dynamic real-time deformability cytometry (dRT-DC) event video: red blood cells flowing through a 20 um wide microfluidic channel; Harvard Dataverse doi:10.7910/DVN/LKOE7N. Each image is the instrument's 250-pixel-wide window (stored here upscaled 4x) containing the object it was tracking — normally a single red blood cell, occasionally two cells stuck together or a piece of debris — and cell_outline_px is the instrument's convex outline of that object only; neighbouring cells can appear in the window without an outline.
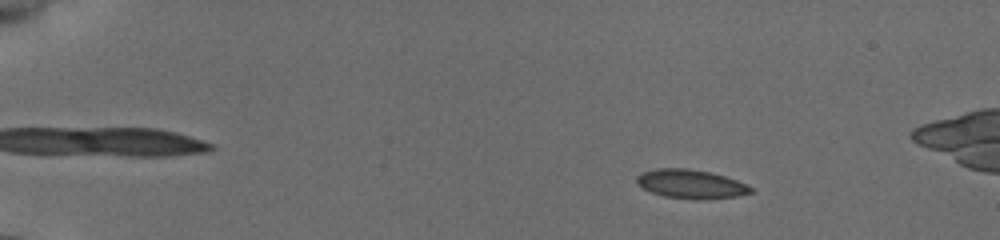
{"species": "common noctule bat (a hibernating species)", "species_latin": "Nyctalus noctula", "temperature_condition": "cold", "stored_images_in_passage": 75, "segment_of_instrument_passage": [1, 2], "camera_frame_rate_fps": 3000, "um_per_image_px": 0.085, "animal": {"sex": "female", "body_mass_g": 19.5, "forearm_length_mm": 54.1}, "frame": {"image": 1, "passage_image": 10, "time_ms": 2.667, "image_size_px": [1000, 240], "cell_outline_px": [[756, 192], [736, 196], [696, 200], [664, 196], [652, 192], [636, 184], [636, 176], [644, 172], [656, 168], [688, 168], [712, 172], [736, 180], [752, 188]], "centroid_in_image_um": [58.72, 15.64], "position_along_channel_um": 26.3, "area_um2": 19.19}}
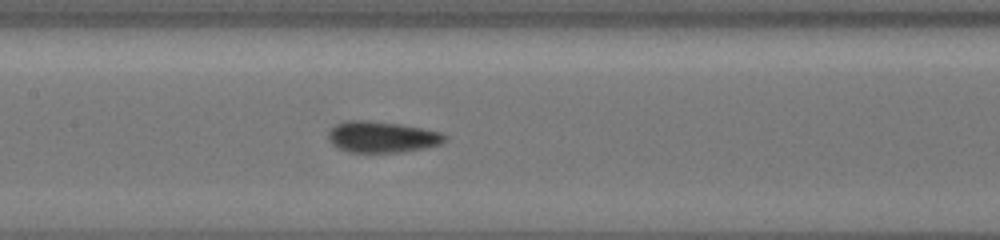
{"frame": {"image": 2, "passage_image": 38, "time_ms": 9.333, "image_size_px": [1000, 240], "cell_outline_px": [[448, 140], [440, 144], [424, 148], [404, 152], [348, 152], [336, 148], [328, 140], [328, 132], [336, 124], [348, 120], [360, 120], [400, 124], [440, 132], [448, 136]], "centroid_in_image_um": [32.46, 11.65], "position_along_channel_um": 174.9, "area_um2": 21.21}}
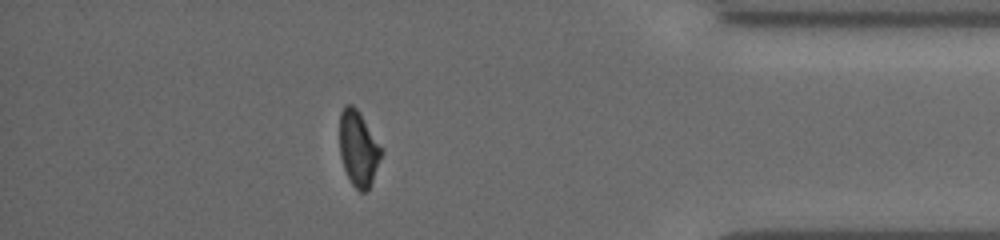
{"frame": {"image": 3, "passage_image": 65, "time_ms": 16.0, "image_size_px": [1000, 240], "cell_outline_px": [[384, 152], [372, 180], [368, 188], [364, 192], [360, 192], [352, 184], [344, 168], [340, 156], [340, 112], [348, 104], [352, 104], [360, 112]], "centroid_in_image_um": [30.47, 12.61], "position_along_channel_um": 404.7, "area_um2": 18.09}}